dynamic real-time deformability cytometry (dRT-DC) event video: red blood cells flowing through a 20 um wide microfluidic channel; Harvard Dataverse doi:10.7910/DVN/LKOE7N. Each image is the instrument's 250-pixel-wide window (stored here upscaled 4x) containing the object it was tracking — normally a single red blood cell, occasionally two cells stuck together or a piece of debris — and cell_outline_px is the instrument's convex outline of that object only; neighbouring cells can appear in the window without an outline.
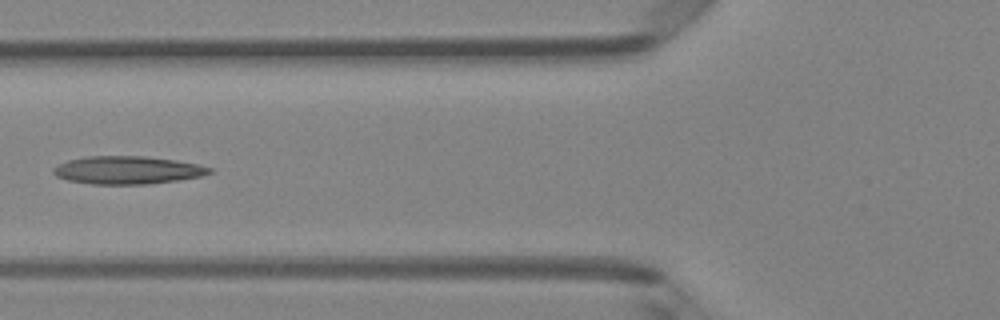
{"species": "Egyptian fruit bat (a non-hibernating species)", "species_latin": "Rousettus aegyptiacus", "temperature_condition": "room temperature", "stored_images_in_passage": 7, "camera_frame_rate_fps": 3000, "um_per_image_px": 0.085, "animal": {"sex": "female"}, "frame": {"image": 1, "passage_image": 6, "time_ms": 1.667, "image_size_px": [1000, 320], "cell_outline_px": [[212, 172], [200, 176], [180, 180], [148, 184], [92, 184], [68, 180], [56, 176], [52, 172], [52, 168], [68, 160], [88, 156], [144, 156], [176, 160], [196, 164], [212, 168]], "centroid_in_image_um": [10.83, 14.46], "position_along_channel_um": 115.0, "area_um2": 25.32}}
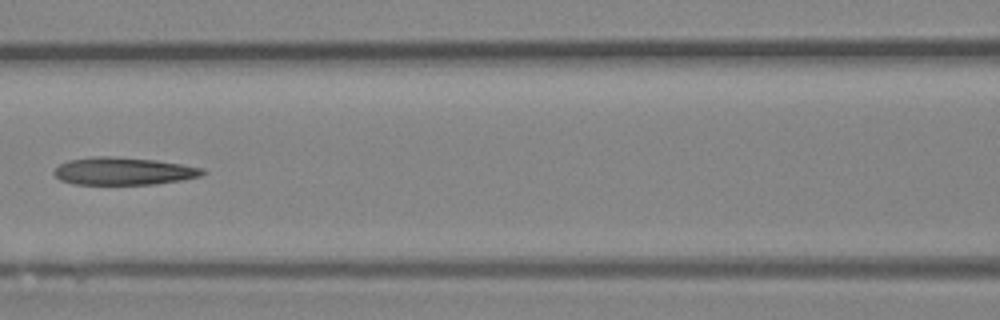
{"frame": {"image": 2, "passage_image": 7, "time_ms": 2.0, "image_size_px": [1000, 320], "cell_outline_px": [[208, 172], [200, 176], [184, 180], [156, 184], [72, 184], [60, 180], [52, 172], [60, 164], [68, 160], [96, 156], [108, 156], [156, 160], [204, 168]], "centroid_in_image_um": [10.52, 14.55], "position_along_channel_um": 156.1, "area_um2": 23.93}}